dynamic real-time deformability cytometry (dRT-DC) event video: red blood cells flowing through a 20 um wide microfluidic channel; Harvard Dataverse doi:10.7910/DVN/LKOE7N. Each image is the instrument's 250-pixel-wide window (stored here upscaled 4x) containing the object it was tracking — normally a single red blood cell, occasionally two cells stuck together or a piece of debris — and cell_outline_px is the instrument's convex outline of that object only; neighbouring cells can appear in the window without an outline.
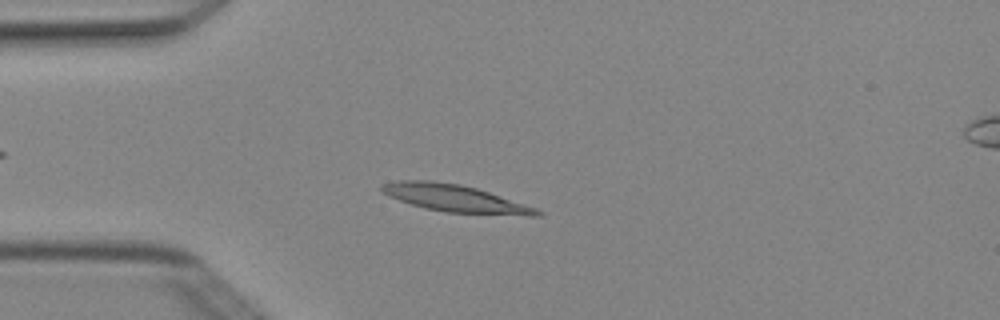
{"species": "Egyptian fruit bat (a non-hibernating species)", "species_latin": "Rousettus aegyptiacus", "temperature_condition": "cold", "stored_images_in_passage": 4, "camera_frame_rate_fps": 3000, "um_per_image_px": 0.085, "animal": {"sex": "female"}, "frame": {"image": 1, "passage_image": 4, "time_ms": 1.0, "image_size_px": [1000, 320], "cell_outline_px": [[544, 212], [540, 216], [528, 216], [448, 212], [424, 208], [388, 196], [380, 192], [380, 184], [400, 180], [432, 180], [460, 184], [476, 188], [536, 208]], "centroid_in_image_um": [38.65, 16.85], "position_along_channel_um": 46.3, "area_um2": 24.57}}